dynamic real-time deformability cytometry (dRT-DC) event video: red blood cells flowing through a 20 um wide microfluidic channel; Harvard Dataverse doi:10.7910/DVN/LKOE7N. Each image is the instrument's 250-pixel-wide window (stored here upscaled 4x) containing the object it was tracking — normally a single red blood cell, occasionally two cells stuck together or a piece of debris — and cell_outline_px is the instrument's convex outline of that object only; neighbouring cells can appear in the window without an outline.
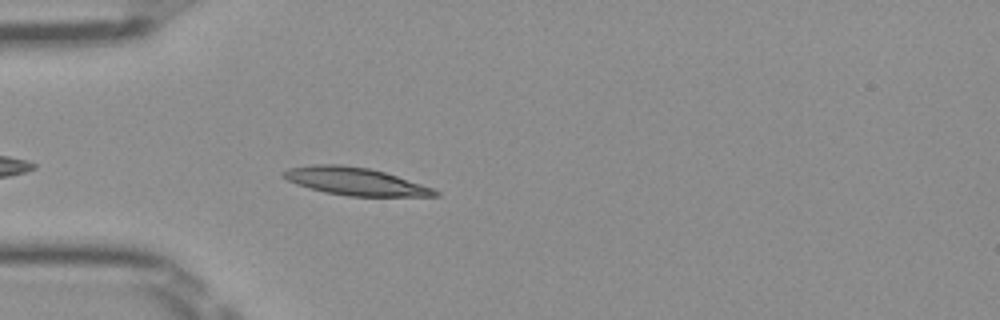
{"species": "Egyptian fruit bat (a non-hibernating species)", "species_latin": "Rousettus aegyptiacus", "temperature_condition": "room temperature", "stored_images_in_passage": 40, "camera_frame_rate_fps": 3000, "um_per_image_px": 0.085, "frame": {"image": 1, "passage_image": 4, "time_ms": 1.0, "image_size_px": [1000, 320], "cell_outline_px": [[440, 196], [348, 196], [324, 192], [296, 184], [280, 176], [280, 172], [288, 168], [316, 164], [340, 164], [368, 168], [384, 172], [432, 188], [440, 192]], "centroid_in_image_um": [30.13, 15.41], "position_along_channel_um": 54.9, "area_um2": 24.28}}
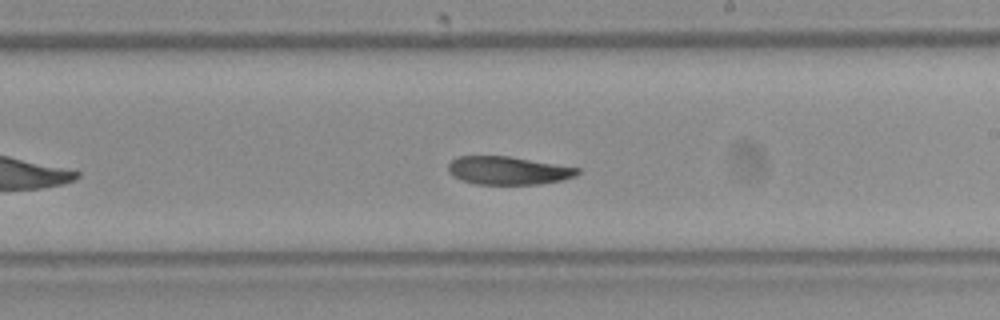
{"frame": {"image": 2, "passage_image": 19, "time_ms": 6.0, "image_size_px": [1000, 320], "cell_outline_px": [[580, 172], [576, 176], [560, 180], [536, 184], [476, 184], [460, 180], [452, 176], [448, 172], [448, 164], [456, 156], [508, 156], [580, 168]], "centroid_in_image_um": [43.14, 14.49], "position_along_channel_um": 245.9, "area_um2": 21.15}}
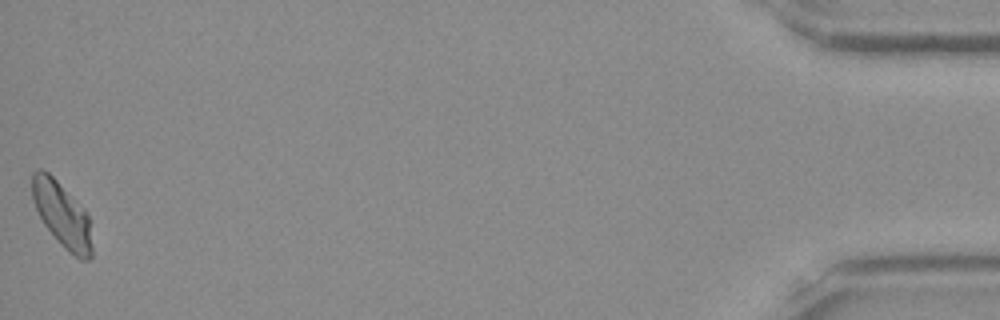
{"frame": {"image": 3, "passage_image": 40, "time_ms": 13.0, "image_size_px": [1000, 320], "cell_outline_px": [[92, 256], [88, 260], [80, 260], [68, 252], [60, 244], [44, 224], [32, 200], [32, 172], [40, 168], [48, 172], [84, 208], [88, 216], [92, 248]], "centroid_in_image_um": [5.27, 18.26], "position_along_channel_um": 429.9, "area_um2": 22.54}, "authors_computed_cell_mechanics": {"area_um2": 22.542, "velocity_mm_per_s": 3.9755, "shape_relaxation_time_tau1_ms": null, "shape_relaxation_time_tau2_ms": 3.7101, "deformation_change_tau1": null, "deformation_change_tau2": 0.0853}}